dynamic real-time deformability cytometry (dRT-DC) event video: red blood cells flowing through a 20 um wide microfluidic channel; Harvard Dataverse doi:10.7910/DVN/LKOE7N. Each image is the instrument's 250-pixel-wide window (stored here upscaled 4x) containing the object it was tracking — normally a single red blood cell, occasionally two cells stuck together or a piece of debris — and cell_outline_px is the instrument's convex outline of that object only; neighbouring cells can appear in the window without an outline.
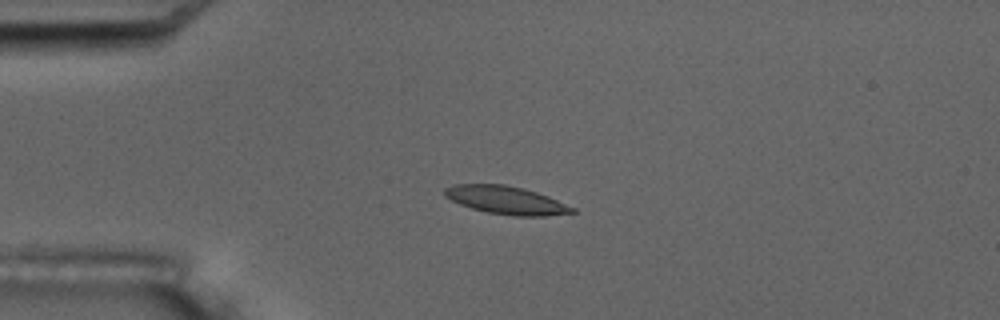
{"species": "common noctule bat (a hibernating species)", "species_latin": "Nyctalus noctula", "temperature_condition": "room temperature", "stored_images_in_passage": 6, "camera_frame_rate_fps": 3000, "um_per_image_px": 0.085, "animal": {"sex": "male", "body_mass_g": 17.5, "forearm_length_mm": 52.3}, "frame": {"image": 1, "passage_image": 5, "time_ms": 4.667, "image_size_px": [1000, 320], "cell_outline_px": [[576, 212], [544, 216], [516, 216], [488, 212], [472, 208], [460, 204], [444, 196], [444, 188], [452, 184], [504, 184], [524, 188], [548, 196], [576, 208]], "centroid_in_image_um": [43.02, 17.0], "position_along_channel_um": 42.0, "area_um2": 20.81}}